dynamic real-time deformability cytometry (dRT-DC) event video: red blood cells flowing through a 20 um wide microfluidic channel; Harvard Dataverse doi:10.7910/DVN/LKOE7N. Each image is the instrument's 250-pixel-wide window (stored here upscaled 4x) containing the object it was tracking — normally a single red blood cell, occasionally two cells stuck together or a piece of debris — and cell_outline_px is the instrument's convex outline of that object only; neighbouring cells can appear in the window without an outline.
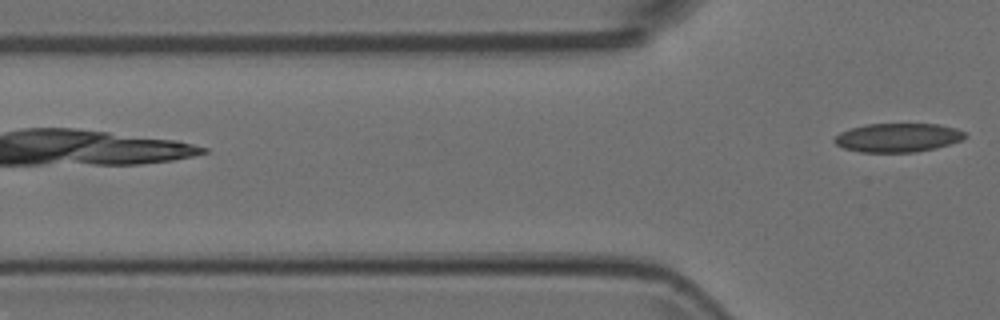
{"species": "Egyptian fruit bat (a non-hibernating species)", "species_latin": "Rousettus aegyptiacus", "temperature_condition": "room temperature", "stored_images_in_passage": 3, "camera_frame_rate_fps": 3000, "um_per_image_px": 0.085, "animal": {"sex": "female"}, "frame": {"image": 1, "passage_image": 3, "time_ms": 0.667, "image_size_px": [1000, 320], "cell_outline_px": [[968, 136], [964, 140], [936, 148], [916, 152], [860, 152], [844, 148], [836, 144], [832, 140], [840, 132], [852, 128], [868, 124], [936, 124], [956, 128], [964, 132]], "centroid_in_image_um": [76.35, 11.7], "position_along_channel_um": 49.5, "area_um2": 21.96}}